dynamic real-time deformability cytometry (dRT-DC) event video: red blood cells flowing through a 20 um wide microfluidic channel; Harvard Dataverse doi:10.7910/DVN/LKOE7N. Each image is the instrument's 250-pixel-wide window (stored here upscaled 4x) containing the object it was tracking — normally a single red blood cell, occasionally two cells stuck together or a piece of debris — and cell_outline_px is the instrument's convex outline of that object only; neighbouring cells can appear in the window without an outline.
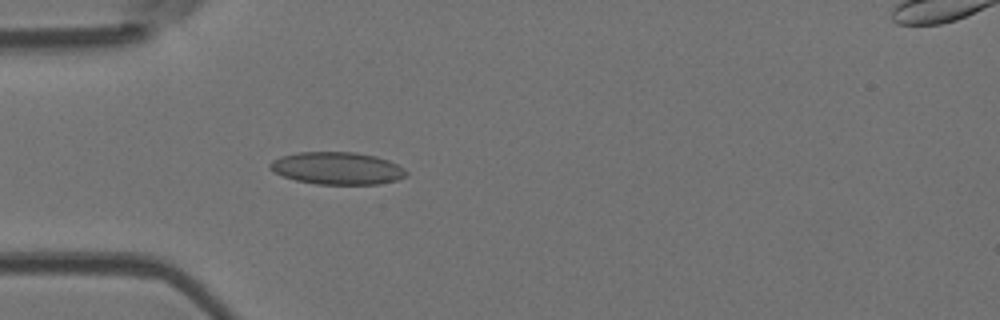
{"species": "Egyptian fruit bat (a non-hibernating species)", "species_latin": "Rousettus aegyptiacus", "temperature_condition": "room temperature", "stored_images_in_passage": 5, "camera_frame_rate_fps": 3000, "um_per_image_px": 0.085, "animal": {"sex": "female"}, "frame": {"image": 1, "passage_image": 5, "time_ms": 4.667, "image_size_px": [1000, 320], "cell_outline_px": [[408, 176], [396, 180], [376, 184], [316, 184], [296, 180], [284, 176], [268, 168], [268, 164], [272, 160], [280, 156], [300, 152], [356, 152], [376, 156], [388, 160], [404, 168], [408, 172]], "centroid_in_image_um": [28.67, 14.3], "position_along_channel_um": 56.3, "area_um2": 25.72}}